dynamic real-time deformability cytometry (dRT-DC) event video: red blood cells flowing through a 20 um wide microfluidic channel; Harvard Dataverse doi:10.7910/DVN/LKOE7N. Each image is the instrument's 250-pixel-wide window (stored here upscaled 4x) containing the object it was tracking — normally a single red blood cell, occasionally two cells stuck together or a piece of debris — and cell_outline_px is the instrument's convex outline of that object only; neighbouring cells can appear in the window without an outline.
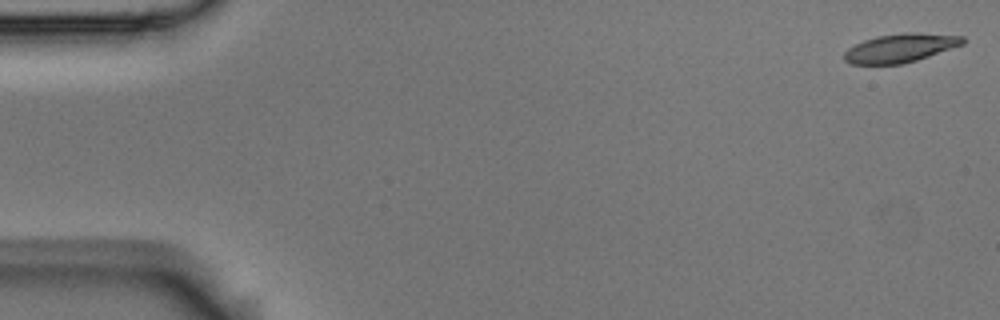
{"species": "Egyptian fruit bat (a non-hibernating species)", "species_latin": "Rousettus aegyptiacus", "temperature_condition": "room temperature", "stored_images_in_passage": 55, "camera_frame_rate_fps": 3000, "um_per_image_px": 0.085, "animal": {"sex": "male"}, "frame": {"image": 1, "passage_image": 1, "time_ms": 0.0, "image_size_px": [1000, 320], "cell_outline_px": [[964, 44], [904, 64], [852, 64], [844, 60], [844, 52], [848, 48], [864, 40], [876, 36], [904, 32], [912, 32], [964, 36]], "centroid_in_image_um": [76.52, 4.07], "position_along_channel_um": 8.5, "area_um2": 19.71}}
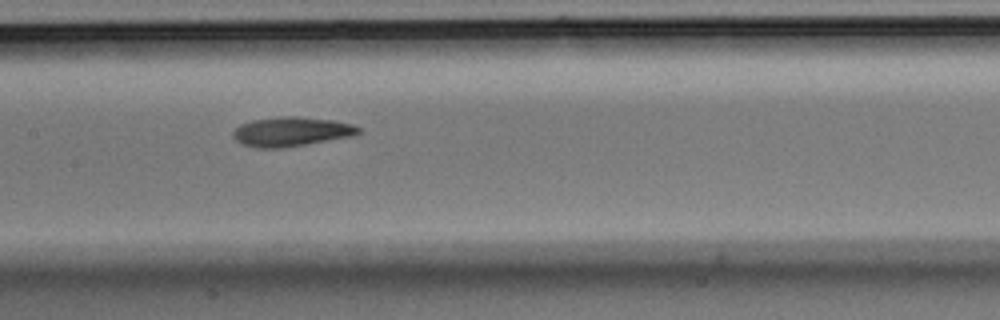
{"frame": {"image": 2, "passage_image": 26, "time_ms": 8.333, "image_size_px": [1000, 320], "cell_outline_px": [[360, 132], [352, 136], [280, 148], [256, 148], [244, 144], [236, 140], [232, 136], [232, 132], [240, 124], [252, 120], [280, 116], [296, 116], [332, 120], [352, 124], [360, 128]], "centroid_in_image_um": [24.73, 11.18], "position_along_channel_um": 182.7, "area_um2": 21.27}}
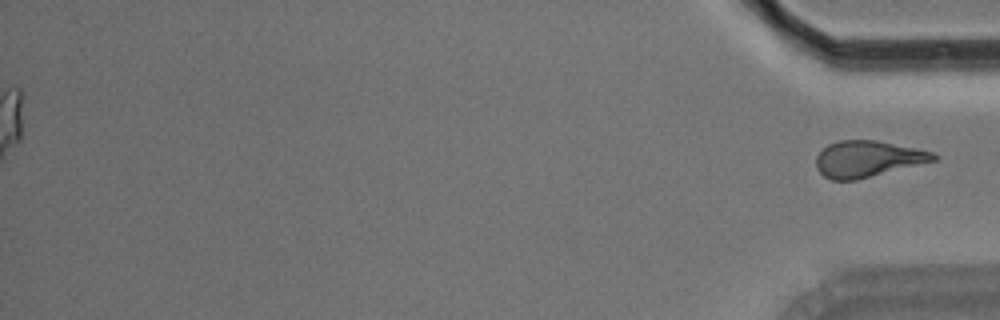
{"frame": {"image": 3, "passage_image": 55, "time_ms": 18.0, "image_size_px": [1000, 320], "cell_outline_px": [[940, 156], [936, 160], [856, 180], [832, 180], [824, 176], [816, 168], [816, 156], [828, 144], [836, 140], [876, 140], [916, 148], [932, 152]], "centroid_in_image_um": [73.73, 13.5], "position_along_channel_um": 361.5, "area_um2": 24.74}}